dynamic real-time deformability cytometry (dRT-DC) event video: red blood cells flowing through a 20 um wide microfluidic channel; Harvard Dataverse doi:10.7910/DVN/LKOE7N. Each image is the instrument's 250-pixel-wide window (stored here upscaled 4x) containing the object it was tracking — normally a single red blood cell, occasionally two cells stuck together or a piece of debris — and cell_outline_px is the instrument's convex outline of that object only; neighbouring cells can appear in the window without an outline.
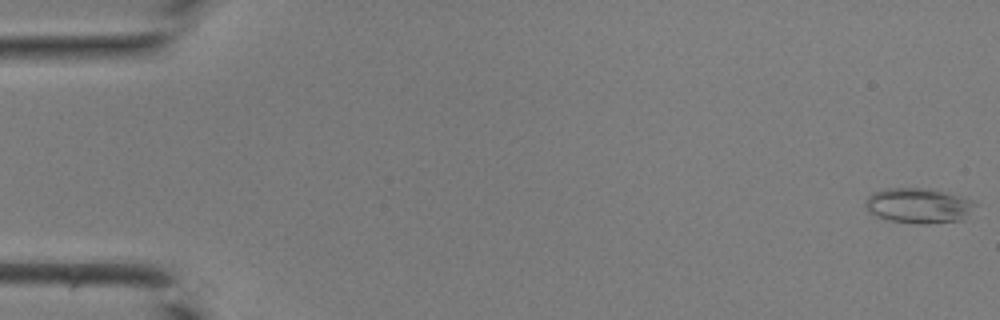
{"species": "common noctule bat (a hibernating species)", "species_latin": "Nyctalus noctula", "temperature_condition": "room temperature", "stored_images_in_passage": 43, "camera_frame_rate_fps": 3000, "um_per_image_px": 0.085, "animal": {"sex": "male", "body_mass_g": 19.0, "forearm_length_mm": 50.8}, "frame": {"image": 1, "passage_image": 1, "time_ms": 0.0, "image_size_px": [1000, 320], "cell_outline_px": [[976, 204], [964, 220], [928, 224], [920, 224], [888, 220], [876, 216], [868, 212], [864, 204], [864, 200], [872, 192], [888, 188], [928, 188], [976, 200]], "centroid_in_image_um": [78.07, 17.48], "position_along_channel_um": 6.9, "area_um2": 22.77}}
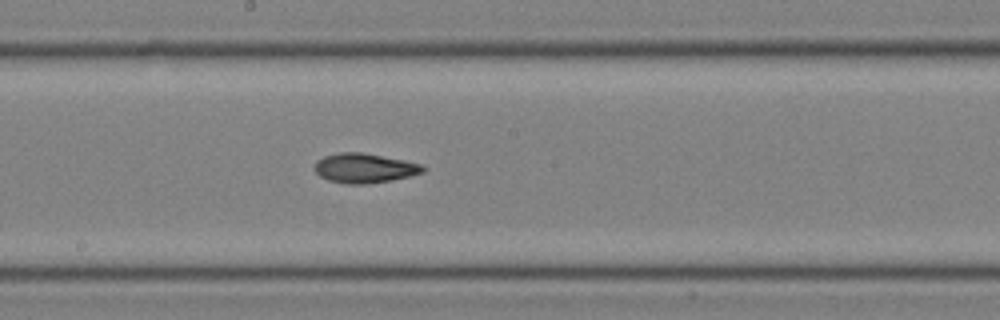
{"frame": {"image": 2, "passage_image": 24, "time_ms": 7.667, "image_size_px": [1000, 320], "cell_outline_px": [[428, 168], [424, 172], [412, 176], [392, 180], [368, 184], [348, 184], [328, 180], [320, 176], [312, 168], [316, 160], [324, 156], [340, 152], [360, 152], [404, 160], [420, 164]], "centroid_in_image_um": [30.97, 14.29], "position_along_channel_um": 217.2, "area_um2": 18.84}}
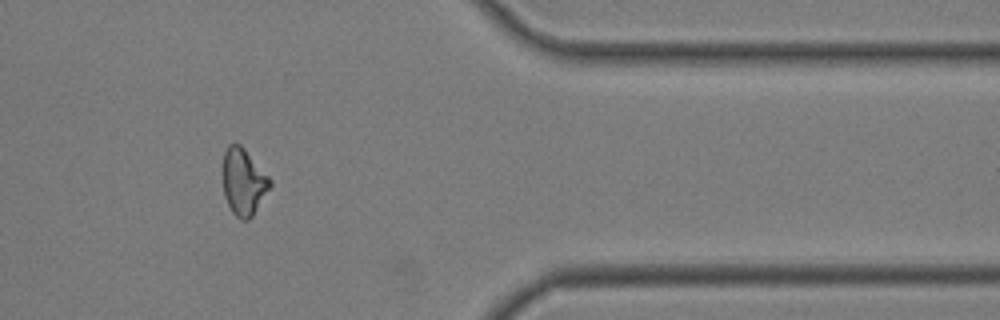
{"frame": {"image": 3, "passage_image": 36, "time_ms": 11.667, "image_size_px": [1000, 320], "cell_outline_px": [[272, 184], [252, 216], [248, 220], [240, 220], [232, 212], [224, 196], [220, 172], [224, 152], [228, 144], [240, 144], [244, 148], [272, 180]], "centroid_in_image_um": [20.65, 15.44], "position_along_channel_um": 390.8, "area_um2": 18.67}}